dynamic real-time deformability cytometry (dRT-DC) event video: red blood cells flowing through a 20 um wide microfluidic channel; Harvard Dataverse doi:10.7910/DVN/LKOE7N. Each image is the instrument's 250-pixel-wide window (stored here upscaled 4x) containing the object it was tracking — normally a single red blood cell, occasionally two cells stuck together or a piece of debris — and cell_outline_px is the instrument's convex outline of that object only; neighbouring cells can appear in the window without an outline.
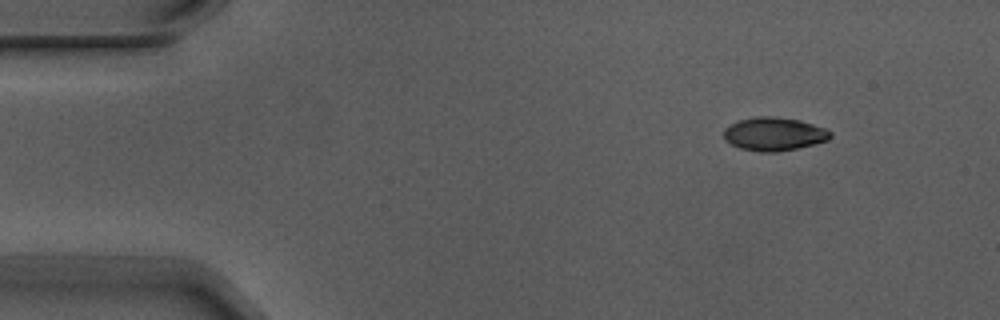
{"species": "Egyptian fruit bat (a non-hibernating species)", "species_latin": "Rousettus aegyptiacus", "temperature_condition": "warm", "stored_images_in_passage": 3, "camera_frame_rate_fps": 3000, "um_per_image_px": 0.085, "animal": {"sex": "male"}, "frame": {"image": 1, "passage_image": 1, "time_ms": 0.0, "image_size_px": [1000, 320], "cell_outline_px": [[832, 136], [828, 140], [796, 148], [776, 152], [760, 152], [740, 148], [724, 140], [724, 128], [740, 120], [756, 116], [772, 116], [800, 120], [824, 128], [832, 132]], "centroid_in_image_um": [65.78, 11.39], "position_along_channel_um": 19.2, "area_um2": 20.58}}
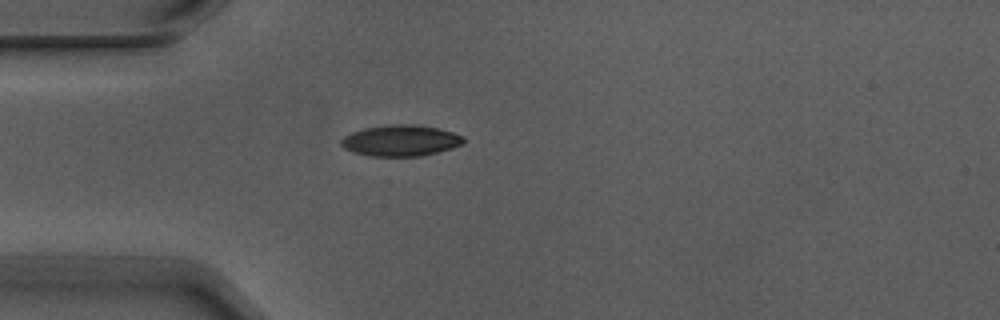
{"frame": {"image": 2, "passage_image": 3, "time_ms": 0.667, "image_size_px": [1000, 320], "cell_outline_px": [[464, 144], [452, 148], [420, 156], [368, 156], [352, 152], [344, 148], [340, 144], [340, 140], [344, 136], [352, 132], [364, 128], [392, 124], [412, 124], [436, 128], [452, 132], [464, 136]], "centroid_in_image_um": [34.03, 11.95], "position_along_channel_um": 51.0, "area_um2": 22.2}}